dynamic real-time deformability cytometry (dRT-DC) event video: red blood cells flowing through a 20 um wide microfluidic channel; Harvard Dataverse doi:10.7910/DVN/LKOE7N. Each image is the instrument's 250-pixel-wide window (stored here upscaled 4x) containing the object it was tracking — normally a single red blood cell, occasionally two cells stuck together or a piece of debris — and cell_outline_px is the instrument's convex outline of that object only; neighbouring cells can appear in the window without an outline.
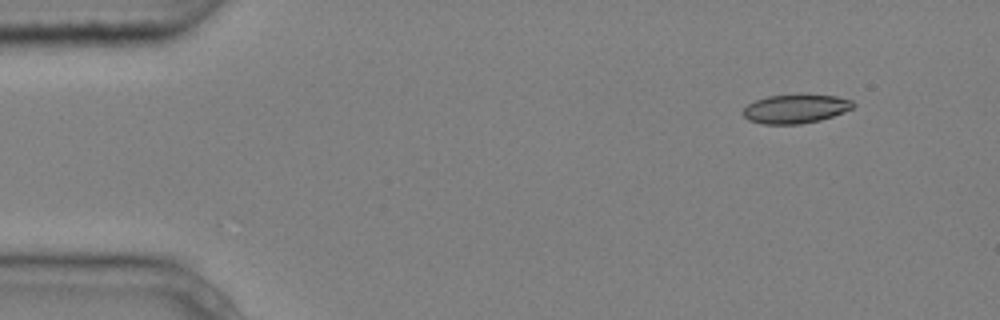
{"species": "common noctule bat (a hibernating species)", "species_latin": "Nyctalus noctula", "temperature_condition": "cold", "stored_images_in_passage": 11, "camera_frame_rate_fps": 3000, "um_per_image_px": 0.085, "animal": {"sex": "male", "body_mass_g": 20.4}, "frame": {"image": 1, "passage_image": 2, "time_ms": 0.333, "image_size_px": [1000, 320], "cell_outline_px": [[856, 104], [852, 108], [844, 112], [820, 120], [800, 124], [764, 124], [748, 120], [744, 116], [744, 108], [748, 104], [756, 100], [768, 96], [800, 92], [808, 92], [836, 96], [852, 100]], "centroid_in_image_um": [67.66, 9.2], "position_along_channel_um": 17.3, "area_um2": 19.13}}